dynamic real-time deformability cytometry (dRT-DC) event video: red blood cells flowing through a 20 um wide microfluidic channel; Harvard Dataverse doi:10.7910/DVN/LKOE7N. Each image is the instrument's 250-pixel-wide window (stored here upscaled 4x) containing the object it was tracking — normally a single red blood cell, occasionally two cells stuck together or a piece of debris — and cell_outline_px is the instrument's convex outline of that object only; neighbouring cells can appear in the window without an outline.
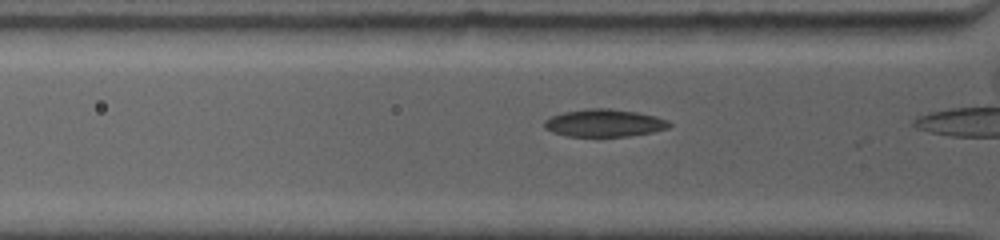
{"species": "common noctule bat (a hibernating species)", "species_latin": "Nyctalus noctula", "temperature_condition": "warm", "stored_images_in_passage": 9, "camera_frame_rate_fps": 4500, "um_per_image_px": 0.085, "animal": {"sex": "female", "body_mass_g": 19.0, "forearm_length_mm": 53.3}, "frame": {"image": 1, "passage_image": 8, "time_ms": 1.111, "image_size_px": [1000, 240], "cell_outline_px": [[672, 124], [668, 128], [652, 132], [628, 136], [568, 136], [552, 132], [544, 128], [544, 120], [552, 116], [564, 112], [584, 108], [608, 108], [636, 112], [656, 116], [668, 120]], "centroid_in_image_um": [51.36, 10.45], "position_along_channel_um": 74.4, "area_um2": 20.06}}